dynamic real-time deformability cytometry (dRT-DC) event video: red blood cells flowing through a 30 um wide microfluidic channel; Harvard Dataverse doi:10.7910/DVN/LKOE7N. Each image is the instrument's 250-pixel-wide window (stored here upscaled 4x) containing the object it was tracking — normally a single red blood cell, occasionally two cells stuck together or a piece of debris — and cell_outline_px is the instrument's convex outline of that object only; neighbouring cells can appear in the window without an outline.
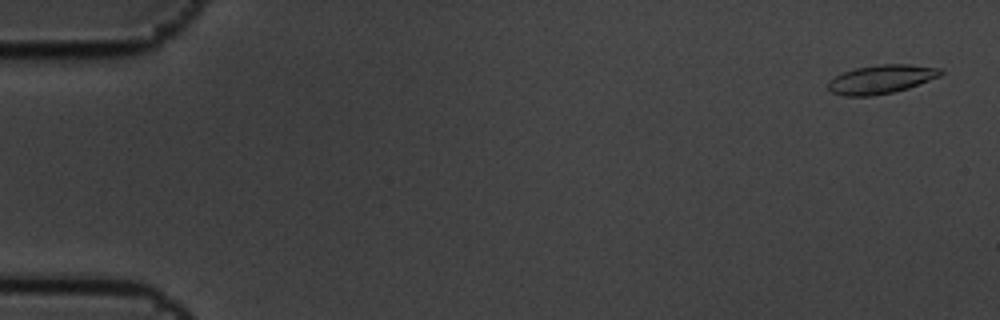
{"species": "common noctule bat (a hibernating species)", "species_latin": "Nyctalus noctula", "temperature_condition": "cold", "stored_images_in_passage": 5, "camera_frame_rate_fps": 3000, "um_per_image_px": 0.085, "animal": {"sex": "male", "body_mass_g": 19.5, "forearm_length_mm": 54.6}, "frame": {"image": 1, "passage_image": 1, "time_ms": 0.0, "image_size_px": [1000, 320], "cell_outline_px": [[944, 72], [940, 76], [908, 88], [892, 92], [872, 96], [844, 96], [832, 92], [828, 88], [828, 84], [836, 76], [844, 72], [856, 68], [880, 64], [908, 64], [940, 68]], "centroid_in_image_um": [74.93, 6.73], "position_along_channel_um": 10.1, "area_um2": 18.61}}